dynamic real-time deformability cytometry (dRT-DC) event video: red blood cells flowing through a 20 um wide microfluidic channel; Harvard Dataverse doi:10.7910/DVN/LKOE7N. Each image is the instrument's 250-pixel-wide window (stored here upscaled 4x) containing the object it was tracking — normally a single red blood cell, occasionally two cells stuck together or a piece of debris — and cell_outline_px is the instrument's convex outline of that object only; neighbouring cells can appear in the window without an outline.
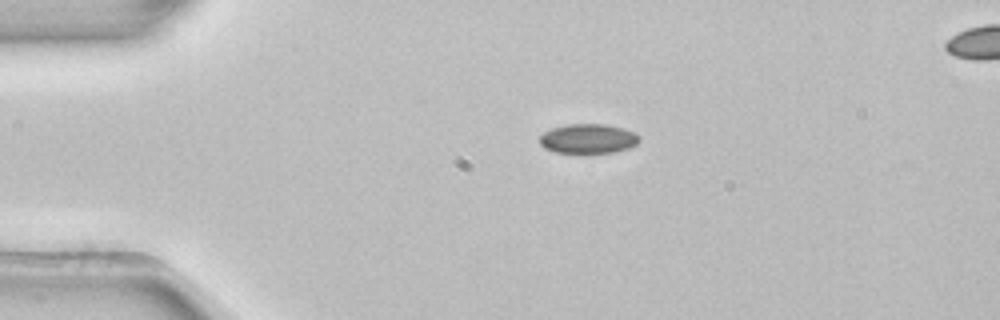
{"species": "common noctule bat (a hibernating species)", "species_latin": "Nyctalus noctula", "temperature_condition": "room temperature", "stored_images_in_passage": 3, "camera_frame_rate_fps": 3000, "um_per_image_px": 0.085, "animal": {"sex": "female", "body_mass_g": 22.7, "forearm_length_mm": 54.2}, "frame": {"image": 1, "passage_image": 1, "time_ms": 0.0, "image_size_px": [1000, 320], "cell_outline_px": [[640, 140], [636, 144], [628, 148], [612, 152], [556, 152], [544, 148], [540, 144], [540, 136], [544, 132], [552, 128], [568, 124], [604, 124], [624, 128], [640, 136]], "centroid_in_image_um": [49.99, 11.77], "position_along_channel_um": 35.0, "area_um2": 16.94}}